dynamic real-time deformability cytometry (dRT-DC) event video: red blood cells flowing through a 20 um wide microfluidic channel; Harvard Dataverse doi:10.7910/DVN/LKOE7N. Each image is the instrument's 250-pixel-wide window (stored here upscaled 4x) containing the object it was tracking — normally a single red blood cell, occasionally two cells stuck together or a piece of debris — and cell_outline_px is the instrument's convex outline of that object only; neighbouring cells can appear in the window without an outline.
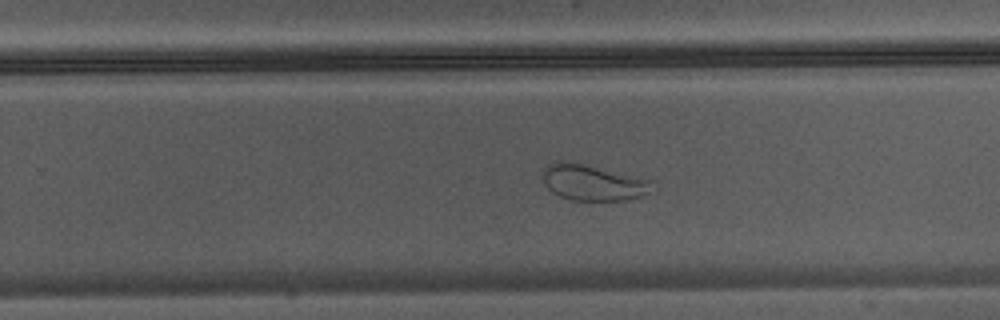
{"species": "Egyptian fruit bat (a non-hibernating species)", "species_latin": "Rousettus aegyptiacus", "temperature_condition": "warm", "stored_images_in_passage": 41, "camera_frame_rate_fps": 3000, "um_per_image_px": 0.085, "animal": {"sex": "male"}, "frame": {"image": 1, "passage_image": 24, "time_ms": 7.667, "image_size_px": [1000, 320], "cell_outline_px": [[656, 188], [640, 196], [624, 200], [572, 200], [560, 196], [552, 192], [544, 184], [544, 168], [548, 164], [560, 160], [568, 160], [648, 180]], "centroid_in_image_um": [50.34, 15.51], "position_along_channel_um": 279.5, "area_um2": 22.48}}
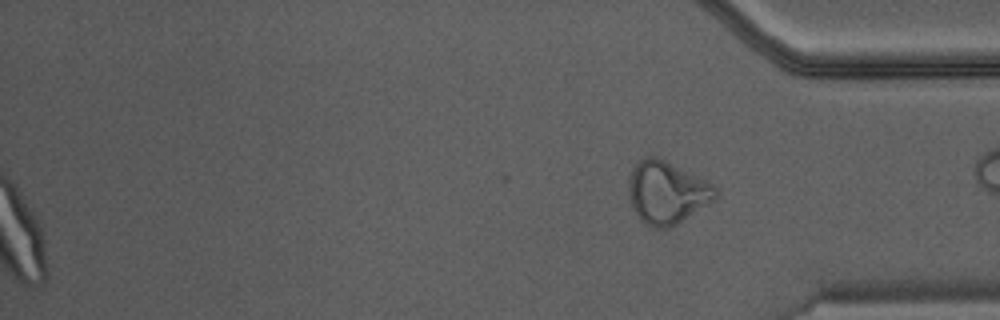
{"frame": {"image": 2, "passage_image": 41, "time_ms": 13.333, "image_size_px": [1000, 320], "cell_outline_px": [[720, 196], [676, 224], [664, 228], [652, 228], [640, 220], [632, 204], [628, 192], [628, 180], [632, 168], [644, 156], [656, 156], [712, 184], [716, 188]], "centroid_in_image_um": [56.66, 16.36], "position_along_channel_um": 378.5, "area_um2": 31.21}}